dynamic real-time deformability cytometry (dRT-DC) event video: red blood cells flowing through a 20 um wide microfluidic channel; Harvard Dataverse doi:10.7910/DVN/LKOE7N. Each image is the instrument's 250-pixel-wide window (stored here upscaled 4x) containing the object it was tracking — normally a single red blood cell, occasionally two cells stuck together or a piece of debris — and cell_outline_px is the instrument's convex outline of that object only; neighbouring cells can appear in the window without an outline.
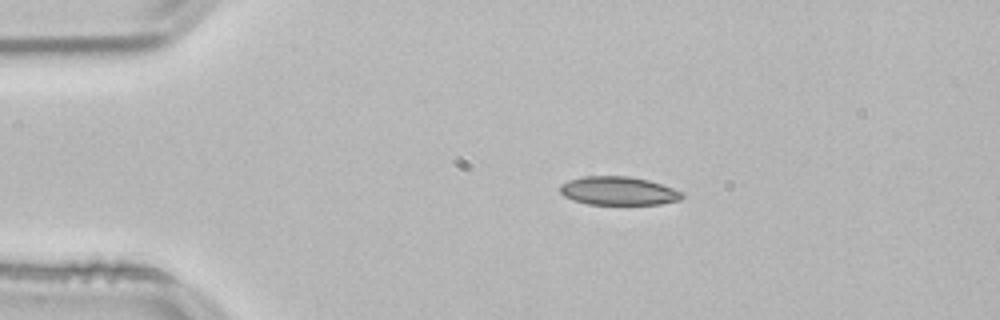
{"species": "common noctule bat (a hibernating species)", "species_latin": "Nyctalus noctula", "temperature_condition": "room temperature", "stored_images_in_passage": 44, "camera_frame_rate_fps": 3000, "um_per_image_px": 0.085, "animal": {"sex": "male", "body_mass_g": 21.5, "forearm_length_mm": 52.0}, "frame": {"image": 1, "passage_image": 1, "time_ms": 0.0, "image_size_px": [1000, 320], "cell_outline_px": [[684, 196], [680, 200], [660, 204], [588, 204], [572, 200], [564, 196], [560, 192], [560, 184], [568, 180], [584, 176], [628, 176], [648, 180], [684, 192]], "centroid_in_image_um": [52.55, 16.22], "position_along_channel_um": 32.5, "area_um2": 20.29}}
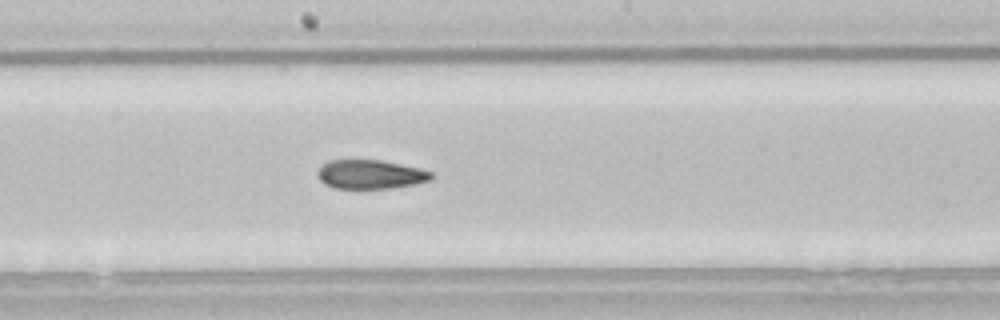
{"frame": {"image": 2, "passage_image": 19, "time_ms": 6.0, "image_size_px": [1000, 320], "cell_outline_px": [[432, 180], [416, 184], [392, 188], [336, 188], [324, 184], [316, 176], [316, 172], [328, 160], [380, 160], [420, 168], [432, 172]], "centroid_in_image_um": [31.49, 14.82], "position_along_channel_um": 216.7, "area_um2": 19.25}}
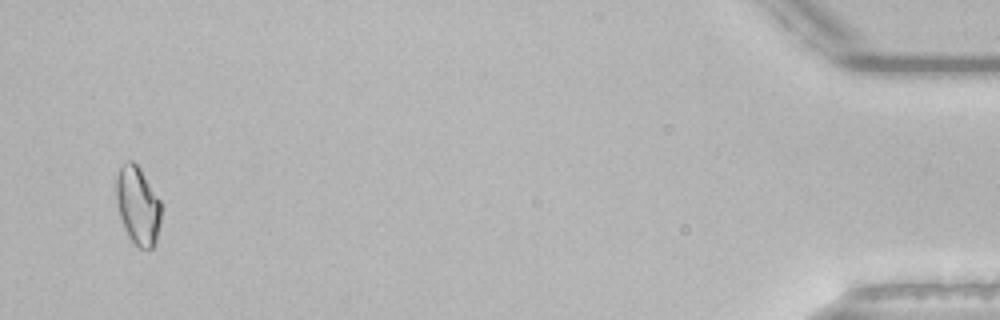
{"frame": {"image": 3, "passage_image": 42, "time_ms": 13.667, "image_size_px": [1000, 320], "cell_outline_px": [[160, 220], [156, 244], [152, 248], [140, 248], [128, 236], [124, 228], [120, 216], [116, 200], [116, 176], [120, 168], [128, 160], [132, 160], [140, 168], [160, 200]], "centroid_in_image_um": [11.71, 17.47], "position_along_channel_um": 423.5, "area_um2": 20.29}, "authors_computed_cell_mechanics": {"area_um2": 20.0277, "velocity_mm_per_s": 3.8237, "shape_relaxation_time_tau1_ms": null, "shape_relaxation_time_tau2_ms": 5.0874, "deformation_change_tau1": null, "deformation_change_tau2": 0.1045}}